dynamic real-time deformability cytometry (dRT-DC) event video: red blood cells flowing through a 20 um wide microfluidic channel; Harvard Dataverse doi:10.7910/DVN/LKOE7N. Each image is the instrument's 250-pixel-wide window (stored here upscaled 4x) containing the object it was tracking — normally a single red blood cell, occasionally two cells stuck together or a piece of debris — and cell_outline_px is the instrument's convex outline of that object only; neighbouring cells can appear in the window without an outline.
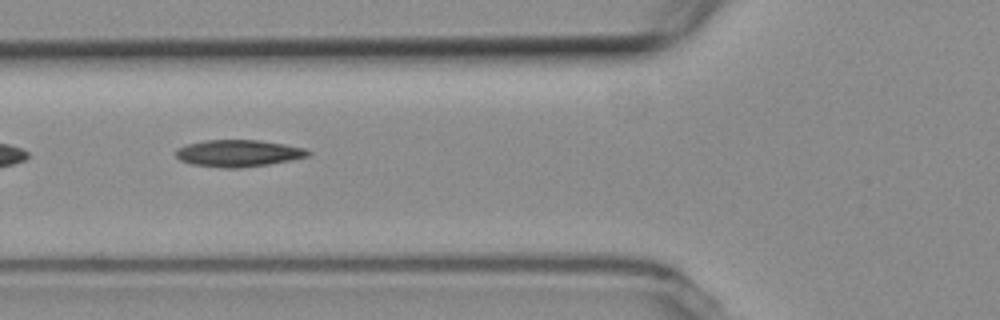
{"species": "common noctule bat (a hibernating species)", "species_latin": "Nyctalus noctula", "temperature_condition": "room temperature", "stored_images_in_passage": 3, "camera_frame_rate_fps": 3000, "um_per_image_px": 0.085, "animal": {"sex": "female", "body_mass_g": 19.3, "forearm_length_mm": 54.1}, "frame": {"image": 1, "passage_image": 3, "time_ms": 2.333, "image_size_px": [1000, 320], "cell_outline_px": [[312, 152], [308, 156], [292, 160], [268, 164], [240, 168], [224, 168], [192, 164], [180, 160], [176, 156], [176, 148], [188, 144], [204, 140], [260, 140], [284, 144], [304, 148]], "centroid_in_image_um": [20.26, 13.02], "position_along_channel_um": 105.5, "area_um2": 20.69}}